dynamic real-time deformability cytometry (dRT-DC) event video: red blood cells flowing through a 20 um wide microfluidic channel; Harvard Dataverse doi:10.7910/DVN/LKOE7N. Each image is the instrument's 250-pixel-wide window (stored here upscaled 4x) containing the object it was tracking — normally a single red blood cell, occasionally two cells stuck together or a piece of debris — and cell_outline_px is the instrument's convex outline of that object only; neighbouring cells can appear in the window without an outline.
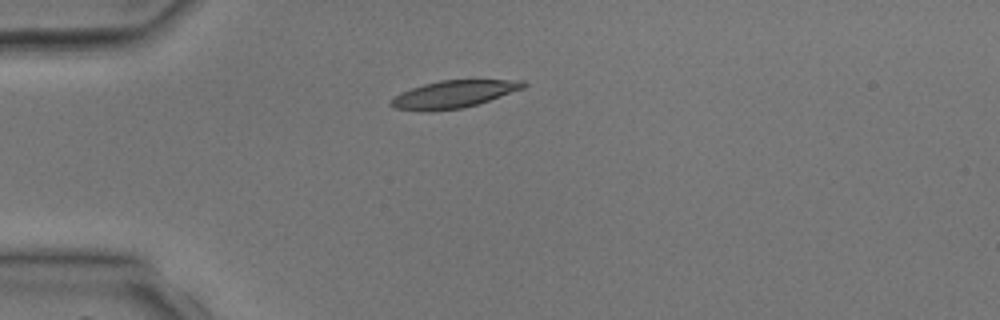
{"species": "common noctule bat (a hibernating species)", "species_latin": "Nyctalus noctula", "temperature_condition": "room temperature", "stored_images_in_passage": 2, "camera_frame_rate_fps": 3000, "um_per_image_px": 0.085, "animal": {"sex": "male", "body_mass_g": 17.9, "forearm_length_mm": 54.2}, "frame": {"image": 1, "passage_image": 1, "time_ms": 0.0, "image_size_px": [1000, 320], "cell_outline_px": [[528, 84], [524, 88], [476, 104], [460, 108], [392, 108], [388, 104], [400, 92], [424, 84], [440, 80], [524, 80]], "centroid_in_image_um": [38.64, 7.94], "position_along_channel_um": 46.4, "area_um2": 20.0}}